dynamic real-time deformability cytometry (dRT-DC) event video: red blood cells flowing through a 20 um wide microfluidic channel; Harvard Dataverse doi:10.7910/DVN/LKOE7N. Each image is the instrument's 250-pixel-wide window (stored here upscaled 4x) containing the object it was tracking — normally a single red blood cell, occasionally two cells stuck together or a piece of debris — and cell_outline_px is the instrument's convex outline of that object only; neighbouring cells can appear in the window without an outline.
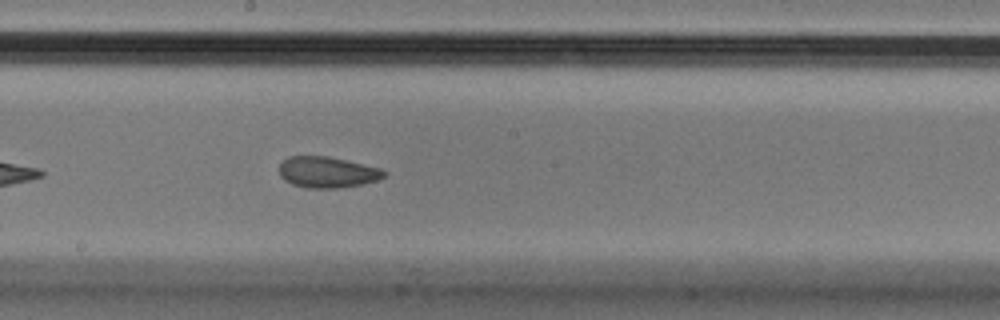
{"species": "Egyptian fruit bat (a non-hibernating species)", "species_latin": "Rousettus aegyptiacus", "temperature_condition": "cold", "stored_images_in_passage": 39, "camera_frame_rate_fps": 3000, "um_per_image_px": 0.085, "animal": {"sex": "male"}, "frame": {"image": 1, "passage_image": 17, "time_ms": 5.333, "image_size_px": [1000, 320], "cell_outline_px": [[388, 172], [384, 176], [376, 180], [364, 184], [336, 188], [308, 188], [292, 184], [284, 180], [280, 176], [280, 164], [288, 156], [328, 156], [380, 168]], "centroid_in_image_um": [27.81, 14.64], "position_along_channel_um": 220.4, "area_um2": 18.9}}